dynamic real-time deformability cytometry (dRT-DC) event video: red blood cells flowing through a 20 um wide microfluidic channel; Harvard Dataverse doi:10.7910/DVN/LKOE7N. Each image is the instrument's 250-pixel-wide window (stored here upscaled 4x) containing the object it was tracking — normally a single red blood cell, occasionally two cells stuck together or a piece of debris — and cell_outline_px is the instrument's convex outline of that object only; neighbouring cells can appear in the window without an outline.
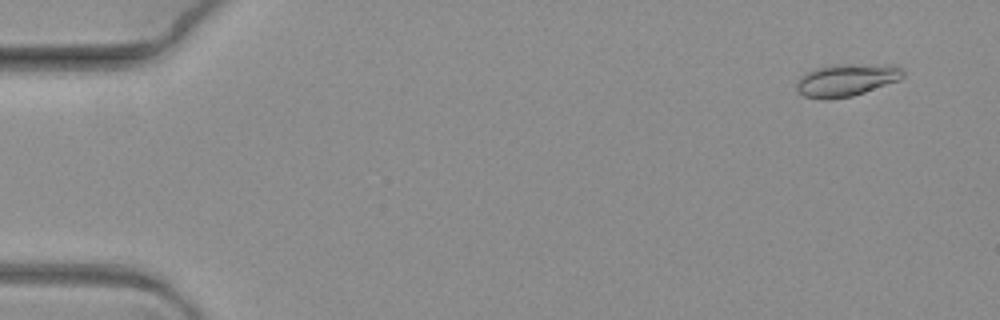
{"species": "common noctule bat (a hibernating species)", "species_latin": "Nyctalus noctula", "temperature_condition": "warm", "stored_images_in_passage": 7, "camera_frame_rate_fps": 3000, "um_per_image_px": 0.085, "animal": {"sex": "female", "body_mass_g": 19.3, "forearm_length_mm": 54.1}, "frame": {"image": 1, "passage_image": 1, "time_ms": 0.0, "image_size_px": [1000, 320], "cell_outline_px": [[904, 76], [900, 80], [852, 96], [824, 100], [804, 96], [796, 92], [796, 84], [800, 76], [816, 68], [836, 64], [888, 64], [900, 68], [904, 72]], "centroid_in_image_um": [71.93, 6.8], "position_along_channel_um": 13.1, "area_um2": 20.23}}
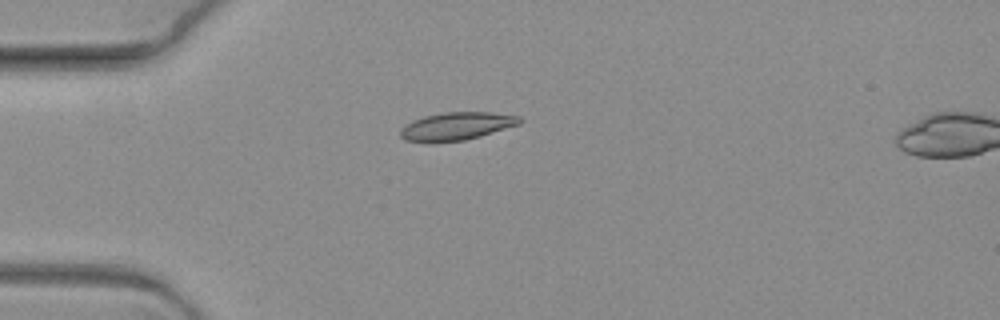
{"frame": {"image": 2, "passage_image": 5, "time_ms": 1.333, "image_size_px": [1000, 320], "cell_outline_px": [[524, 120], [520, 124], [480, 136], [464, 140], [404, 140], [400, 136], [400, 128], [412, 120], [424, 116], [444, 112], [492, 112], [520, 116]], "centroid_in_image_um": [38.86, 10.68], "position_along_channel_um": 46.1, "area_um2": 18.96}}